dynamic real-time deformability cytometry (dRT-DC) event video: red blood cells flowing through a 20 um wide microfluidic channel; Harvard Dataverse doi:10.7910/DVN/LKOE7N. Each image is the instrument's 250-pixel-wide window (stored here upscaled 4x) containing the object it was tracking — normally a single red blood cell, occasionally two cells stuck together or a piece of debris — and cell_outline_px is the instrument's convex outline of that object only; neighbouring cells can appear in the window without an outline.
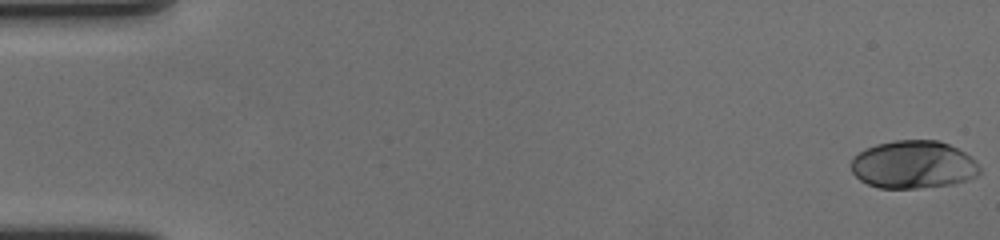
{"species": "human", "species_latin": "Homo sapiens", "temperature_condition": "cold", "stored_images_in_passage": 59, "camera_frame_rate_fps": 3000, "um_per_image_px": 0.085, "donor": {"sex": "female"}, "frame": {"image": 1, "passage_image": 1, "time_ms": 0.0, "image_size_px": [1000, 240], "cell_outline_px": [[980, 172], [976, 176], [968, 180], [952, 184], [916, 188], [880, 188], [868, 184], [860, 180], [852, 172], [848, 164], [864, 148], [876, 144], [892, 140], [940, 140], [972, 156], [976, 160], [980, 168]], "centroid_in_image_um": [77.63, 13.99], "position_along_channel_um": 7.4, "area_um2": 36.13}}
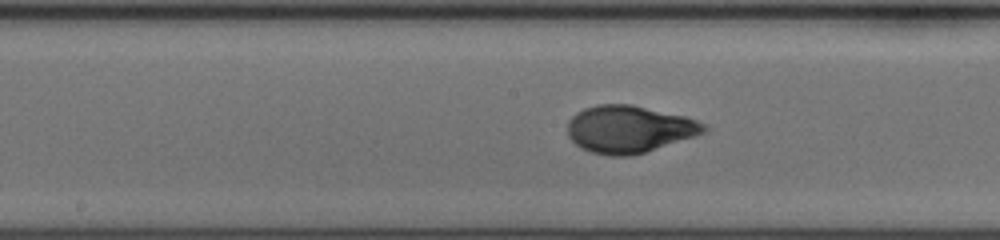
{"frame": {"image": 2, "passage_image": 31, "time_ms": 10.0, "image_size_px": [1000, 240], "cell_outline_px": [[708, 128], [704, 132], [696, 136], [632, 156], [608, 156], [592, 152], [580, 148], [568, 136], [568, 120], [576, 112], [584, 108], [600, 104], [632, 104], [684, 116], [696, 120], [704, 124]], "centroid_in_image_um": [53.45, 10.98], "position_along_channel_um": 194.7, "area_um2": 37.57}}
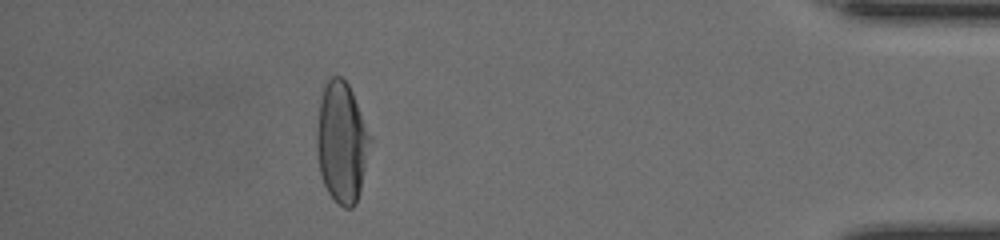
{"frame": {"image": 3, "passage_image": 53, "time_ms": 17.333, "image_size_px": [1000, 240], "cell_outline_px": [[372, 140], [356, 204], [352, 208], [344, 208], [328, 192], [324, 184], [320, 172], [316, 148], [316, 132], [320, 100], [324, 88], [328, 80], [332, 76], [340, 76], [348, 84], [352, 92], [372, 136]], "centroid_in_image_um": [29.05, 12.09], "position_along_channel_um": 406.1, "area_um2": 37.4}, "authors_computed_cell_mechanics": {"area_um2": 36.4718, "velocity_mm_per_s": 3.5582, "shape_relaxation_time_tau1_ms": 3.9088, "shape_relaxation_time_tau2_ms": null, "deformation_change_tau1": 0.1995, "deformation_change_tau2": null}}